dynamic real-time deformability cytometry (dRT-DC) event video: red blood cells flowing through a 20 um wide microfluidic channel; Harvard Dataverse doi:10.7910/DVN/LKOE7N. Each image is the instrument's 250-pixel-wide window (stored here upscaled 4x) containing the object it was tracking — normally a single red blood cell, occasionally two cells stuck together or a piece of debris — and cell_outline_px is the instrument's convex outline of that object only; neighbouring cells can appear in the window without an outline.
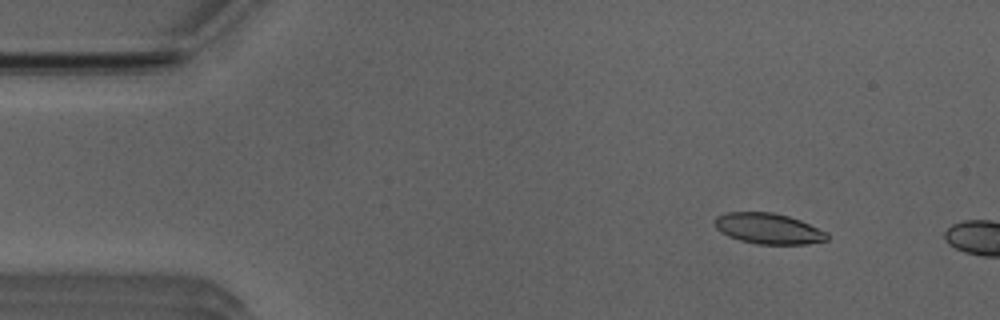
{"species": "Egyptian fruit bat (a non-hibernating species)", "species_latin": "Rousettus aegyptiacus", "temperature_condition": "room temperature", "stored_images_in_passage": 9, "camera_frame_rate_fps": 3000, "um_per_image_px": 0.085, "animal": {"sex": "male"}, "frame": {"image": 1, "passage_image": 6, "time_ms": 1.667, "image_size_px": [1000, 320], "cell_outline_px": [[828, 240], [808, 244], [756, 244], [740, 240], [728, 236], [720, 232], [716, 228], [712, 220], [716, 216], [728, 212], [772, 212], [788, 216], [800, 220], [828, 232]], "centroid_in_image_um": [65.29, 19.43], "position_along_channel_um": 19.7, "area_um2": 20.29}}